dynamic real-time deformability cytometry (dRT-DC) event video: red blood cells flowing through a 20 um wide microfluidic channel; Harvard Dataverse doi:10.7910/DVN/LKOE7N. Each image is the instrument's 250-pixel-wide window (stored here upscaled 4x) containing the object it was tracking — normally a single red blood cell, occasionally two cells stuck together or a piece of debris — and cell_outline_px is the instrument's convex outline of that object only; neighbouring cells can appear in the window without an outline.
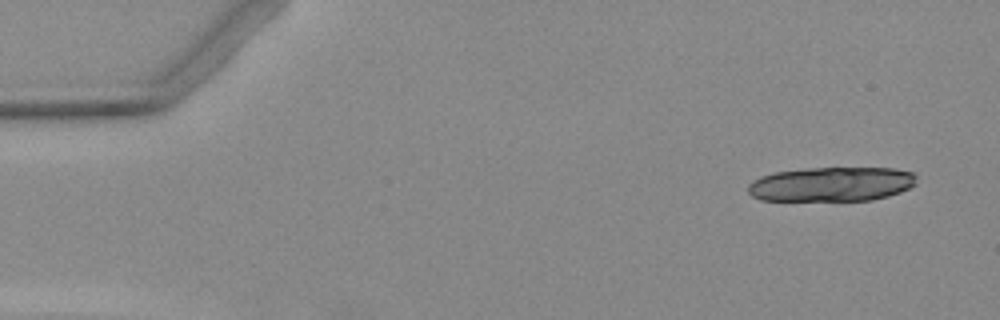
{"species": "Egyptian fruit bat (a non-hibernating species)", "species_latin": "Rousettus aegyptiacus", "temperature_condition": "warm", "stored_images_in_passage": 4, "camera_frame_rate_fps": 3000, "um_per_image_px": 0.085, "animal": {"sex": "female"}, "frame": {"image": 1, "passage_image": 1, "time_ms": 0.0, "image_size_px": [1000, 320], "cell_outline_px": [[916, 184], [900, 192], [888, 196], [872, 200], [760, 200], [752, 196], [748, 192], [748, 184], [752, 180], [760, 176], [776, 172], [808, 168], [892, 168], [912, 172], [916, 176]], "centroid_in_image_um": [70.67, 15.65], "position_along_channel_um": 14.3, "area_um2": 33.81}}
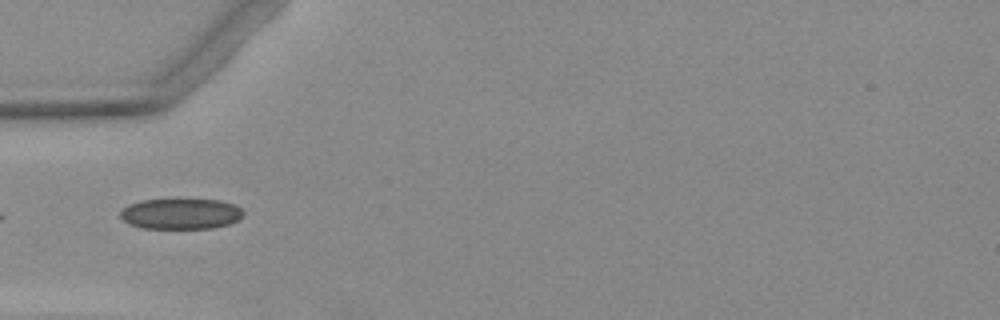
{"frame": {"image": 2, "passage_image": 4, "time_ms": 4.667, "image_size_px": [1000, 320], "cell_outline_px": [[244, 212], [236, 220], [228, 224], [212, 228], [140, 228], [128, 224], [120, 216], [120, 212], [128, 204], [140, 200], [176, 196], [220, 200], [232, 204], [240, 208]], "centroid_in_image_um": [15.31, 18.11], "position_along_channel_um": 69.7, "area_um2": 22.89}}